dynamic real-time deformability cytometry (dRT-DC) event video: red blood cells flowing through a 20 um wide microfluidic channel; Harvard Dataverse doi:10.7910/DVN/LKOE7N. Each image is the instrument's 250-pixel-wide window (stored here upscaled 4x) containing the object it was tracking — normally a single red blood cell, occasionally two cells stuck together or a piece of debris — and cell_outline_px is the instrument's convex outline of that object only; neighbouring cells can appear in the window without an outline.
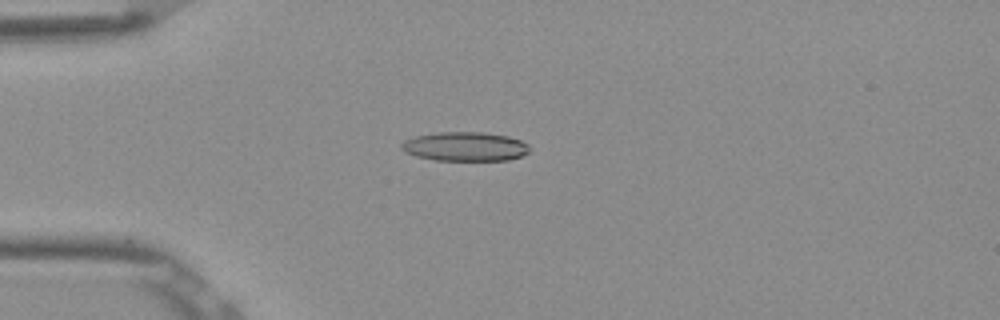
{"species": "Egyptian fruit bat (a non-hibernating species)", "species_latin": "Rousettus aegyptiacus", "temperature_condition": "room temperature", "stored_images_in_passage": 52, "camera_frame_rate_fps": 3000, "um_per_image_px": 0.085, "frame": {"image": 1, "passage_image": 14, "time_ms": 4.333, "image_size_px": [1000, 320], "cell_outline_px": [[532, 148], [528, 152], [520, 156], [508, 160], [436, 160], [416, 156], [404, 152], [400, 148], [400, 144], [404, 140], [416, 136], [436, 132], [484, 132], [508, 136], [520, 140], [528, 144]], "centroid_in_image_um": [39.52, 12.45], "position_along_channel_um": 45.5, "area_um2": 21.85}}
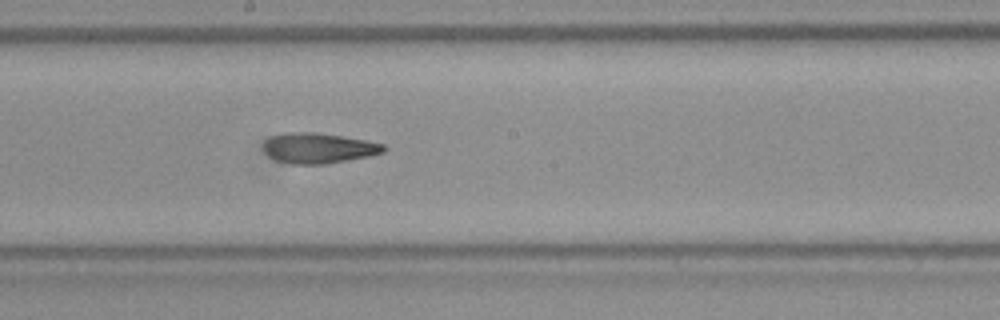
{"frame": {"image": 2, "passage_image": 29, "time_ms": 9.333, "image_size_px": [1000, 320], "cell_outline_px": [[388, 148], [384, 152], [368, 156], [348, 160], [324, 164], [292, 164], [276, 160], [268, 156], [264, 152], [264, 140], [272, 136], [288, 132], [316, 132], [344, 136], [384, 144]], "centroid_in_image_um": [27.07, 12.58], "position_along_channel_um": 221.1, "area_um2": 21.33}}
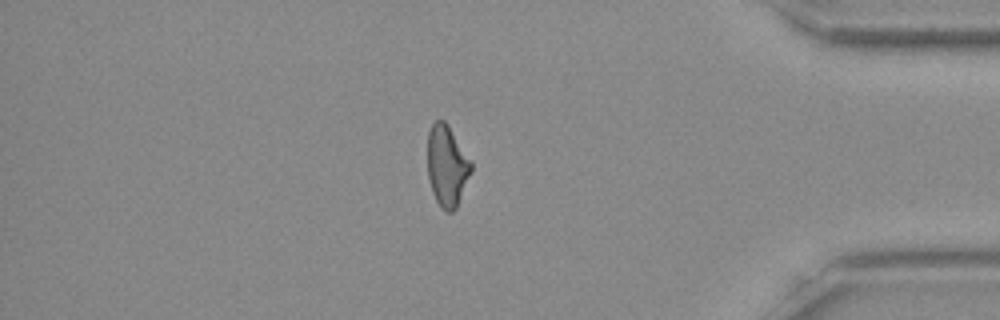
{"frame": {"image": 3, "passage_image": 45, "time_ms": 14.667, "image_size_px": [1000, 320], "cell_outline_px": [[472, 172], [456, 208], [452, 212], [444, 212], [440, 208], [432, 192], [428, 176], [428, 132], [432, 124], [436, 120], [444, 120], [448, 124], [472, 160]], "centroid_in_image_um": [38.01, 14.1], "position_along_channel_um": 397.2, "area_um2": 20.92}, "authors_computed_cell_mechanics": {"area_um2": 21.2126, "velocity_mm_per_s": 3.8943, "shape_relaxation_time_tau1_ms": 8.4759, "shape_relaxation_time_tau2_ms": 4.1459, "deformation_change_tau1": 0.2262, "deformation_change_tau2": 0.1425}}